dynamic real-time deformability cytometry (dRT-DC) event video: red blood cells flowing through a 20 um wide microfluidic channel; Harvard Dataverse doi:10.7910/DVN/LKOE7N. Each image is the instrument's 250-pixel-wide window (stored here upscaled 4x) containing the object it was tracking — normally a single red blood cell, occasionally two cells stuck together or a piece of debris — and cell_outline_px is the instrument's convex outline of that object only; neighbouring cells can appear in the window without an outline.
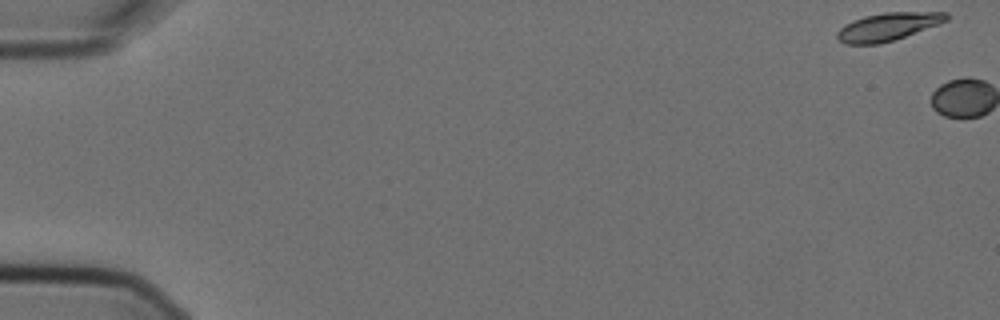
{"species": "Egyptian fruit bat (a non-hibernating species)", "species_latin": "Rousettus aegyptiacus", "temperature_condition": "cold", "stored_images_in_passage": 2, "camera_frame_rate_fps": 3000, "um_per_image_px": 0.085, "animal": {"sex": "female"}, "frame": {"image": 1, "passage_image": 1, "time_ms": 0.0, "image_size_px": [1000, 320], "cell_outline_px": [[948, 20], [940, 24], [880, 44], [844, 44], [836, 36], [836, 32], [844, 24], [852, 20], [864, 16], [884, 12], [948, 12]], "centroid_in_image_um": [75.45, 2.26], "position_along_channel_um": 9.5, "area_um2": 17.74}}